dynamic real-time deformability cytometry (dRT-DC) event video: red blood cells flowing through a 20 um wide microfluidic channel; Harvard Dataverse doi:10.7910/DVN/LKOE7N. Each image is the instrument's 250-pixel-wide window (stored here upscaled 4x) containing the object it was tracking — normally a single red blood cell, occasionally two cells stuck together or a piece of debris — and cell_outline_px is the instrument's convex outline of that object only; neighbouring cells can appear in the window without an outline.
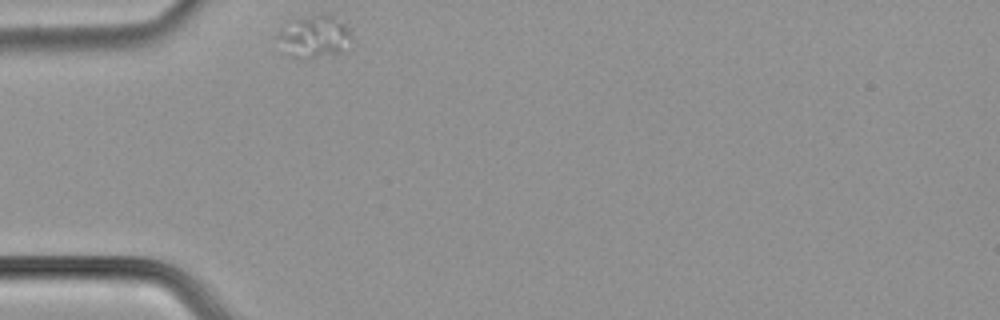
{"species": "common noctule bat (a hibernating species)", "species_latin": "Nyctalus noctula", "temperature_condition": "cold", "stored_images_in_passage": 31, "camera_frame_rate_fps": 3000, "um_per_image_px": 0.085, "animal": {"sex": "male", "body_mass_g": 21.5, "forearm_length_mm": 52.0}, "frame": {"image": 1, "passage_image": 1, "time_ms": 0.0, "image_size_px": [1000, 320], "cell_outline_px": [[348, 36], [344, 52], [308, 60], [296, 60], [292, 56], [280, 36], [280, 32], [292, 20], [316, 16], [332, 16], [344, 20], [348, 28]], "centroid_in_image_um": [26.8, 3.16], "position_along_channel_um": 58.2, "area_um2": 17.22}}